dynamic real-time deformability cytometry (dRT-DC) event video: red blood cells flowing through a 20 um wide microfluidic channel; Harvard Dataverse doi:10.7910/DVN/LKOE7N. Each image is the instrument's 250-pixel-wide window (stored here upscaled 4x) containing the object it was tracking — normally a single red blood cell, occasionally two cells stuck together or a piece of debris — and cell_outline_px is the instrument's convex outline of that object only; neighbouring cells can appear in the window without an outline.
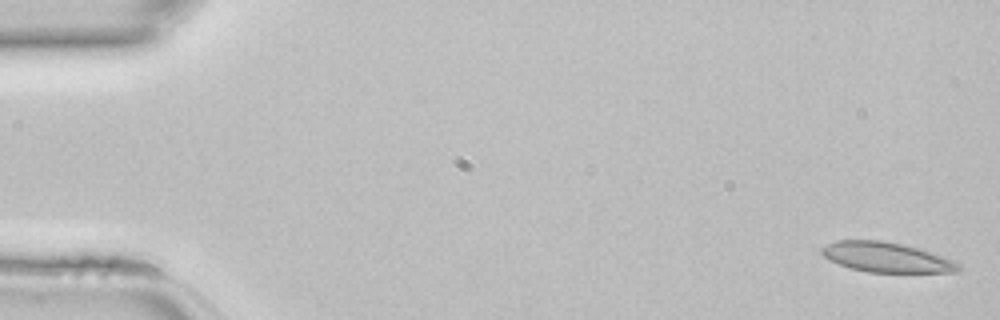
{"species": "common noctule bat (a hibernating species)", "species_latin": "Nyctalus noctula", "temperature_condition": "room temperature", "stored_images_in_passage": 45, "camera_frame_rate_fps": 3000, "um_per_image_px": 0.085, "animal": {"sex": "female", "body_mass_g": 22.7, "forearm_length_mm": 54.2}, "frame": {"image": 1, "passage_image": 1, "time_ms": 0.0, "image_size_px": [1000, 320], "cell_outline_px": [[960, 268], [956, 272], [868, 272], [852, 268], [840, 264], [824, 256], [820, 252], [820, 248], [836, 240], [884, 240], [904, 244], [920, 248], [952, 260], [960, 264]], "centroid_in_image_um": [75.35, 21.85], "position_along_channel_um": 9.7, "area_um2": 23.7}}
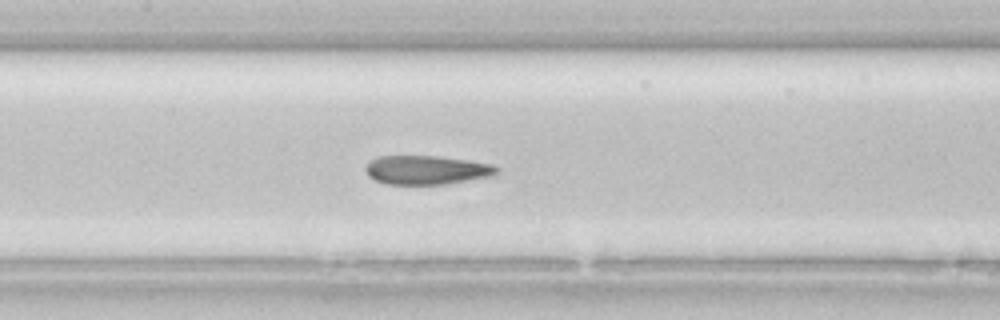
{"frame": {"image": 2, "passage_image": 21, "time_ms": 6.667, "image_size_px": [1000, 320], "cell_outline_px": [[500, 168], [492, 176], [448, 184], [384, 184], [368, 176], [364, 168], [368, 160], [376, 156], [436, 156], [468, 160], [492, 164]], "centroid_in_image_um": [36.22, 14.44], "position_along_channel_um": 171.2, "area_um2": 22.31}}
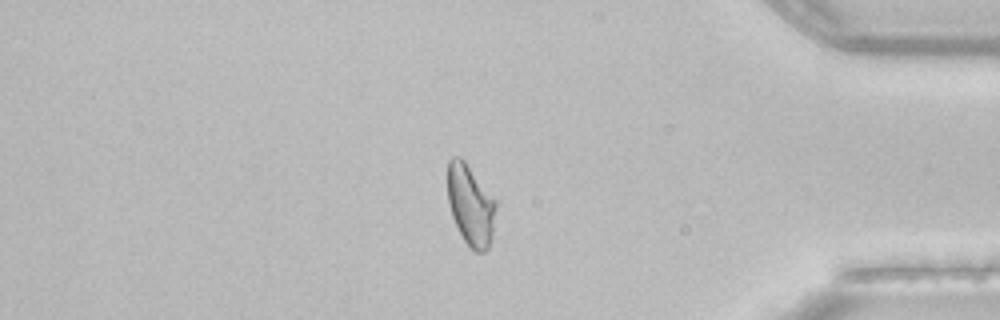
{"frame": {"image": 3, "passage_image": 38, "time_ms": 12.333, "image_size_px": [1000, 320], "cell_outline_px": [[496, 208], [492, 240], [488, 248], [484, 252], [472, 252], [468, 248], [452, 216], [448, 204], [448, 160], [452, 156], [460, 156], [464, 160], [496, 200]], "centroid_in_image_um": [40.01, 17.46], "position_along_channel_um": 395.2, "area_um2": 22.95}}